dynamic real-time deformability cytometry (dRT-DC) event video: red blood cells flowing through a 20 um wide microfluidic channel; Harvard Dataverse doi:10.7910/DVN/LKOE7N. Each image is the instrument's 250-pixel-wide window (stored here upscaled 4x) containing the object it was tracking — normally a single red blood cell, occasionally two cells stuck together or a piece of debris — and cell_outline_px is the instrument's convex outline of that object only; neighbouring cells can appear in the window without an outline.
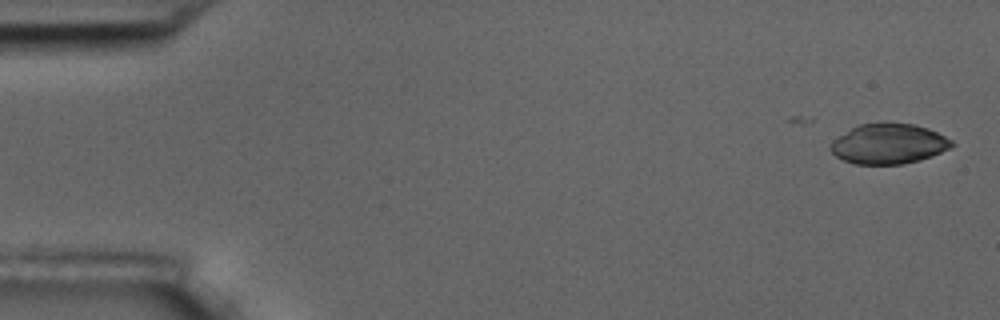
{"species": "common noctule bat (a hibernating species)", "species_latin": "Nyctalus noctula", "temperature_condition": "room temperature", "stored_images_in_passage": 2, "camera_frame_rate_fps": 3000, "um_per_image_px": 0.085, "animal": {"sex": "male", "body_mass_g": 17.5, "forearm_length_mm": 52.3}, "frame": {"image": 1, "passage_image": 2, "time_ms": 1.0, "image_size_px": [1000, 320], "cell_outline_px": [[956, 144], [932, 156], [920, 160], [900, 164], [856, 164], [844, 160], [836, 156], [828, 148], [832, 140], [852, 128], [860, 124], [916, 124], [928, 128], [952, 140]], "centroid_in_image_um": [75.53, 12.24], "position_along_channel_um": 9.5, "area_um2": 27.98}}